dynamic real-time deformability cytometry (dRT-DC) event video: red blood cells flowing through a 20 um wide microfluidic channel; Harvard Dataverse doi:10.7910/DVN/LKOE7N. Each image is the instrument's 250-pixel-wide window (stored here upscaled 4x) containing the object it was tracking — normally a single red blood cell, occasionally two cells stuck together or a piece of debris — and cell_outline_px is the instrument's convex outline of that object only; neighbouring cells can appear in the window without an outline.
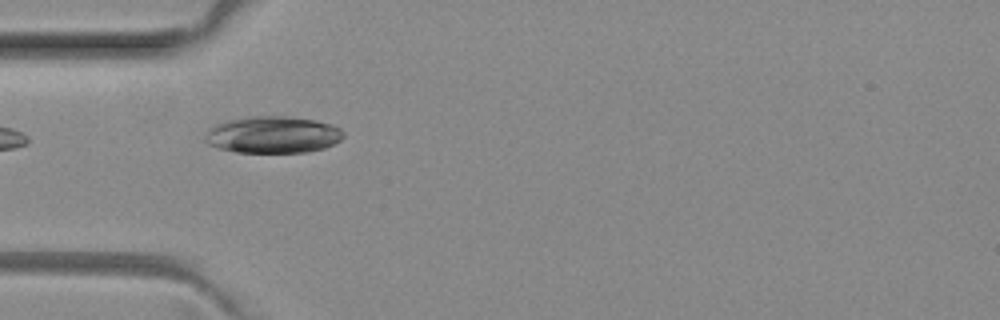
{"species": "common noctule bat (a hibernating species)", "species_latin": "Nyctalus noctula", "temperature_condition": "room temperature", "stored_images_in_passage": 4, "camera_frame_rate_fps": 3000, "um_per_image_px": 0.085, "animal": {"sex": "female", "body_mass_g": 29.2, "forearm_length_mm": 56.3}, "frame": {"image": 1, "passage_image": 1, "time_ms": 0.0, "image_size_px": [1000, 320], "cell_outline_px": [[344, 136], [340, 140], [324, 148], [308, 152], [236, 152], [220, 148], [208, 144], [204, 140], [204, 136], [208, 128], [216, 124], [228, 120], [252, 116], [284, 116], [316, 120], [332, 124], [340, 128], [344, 132]], "centroid_in_image_um": [23.19, 11.44], "position_along_channel_um": 61.8, "area_um2": 29.77}}
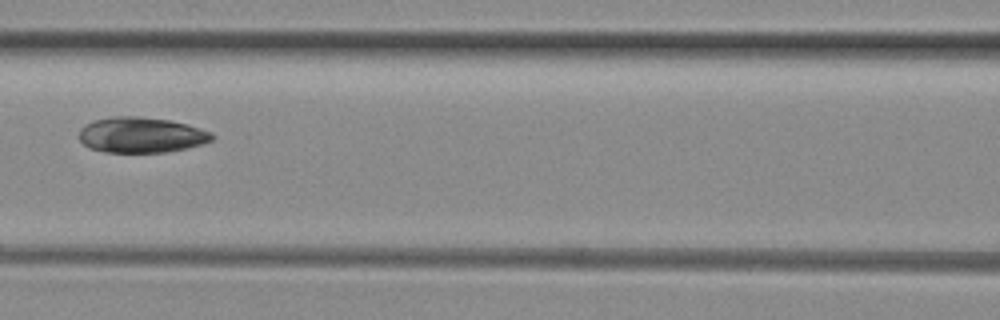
{"frame": {"image": 2, "passage_image": 3, "time_ms": 0.667, "image_size_px": [1000, 320], "cell_outline_px": [[216, 136], [212, 140], [204, 144], [188, 148], [164, 152], [104, 152], [88, 148], [80, 140], [80, 128], [84, 124], [92, 120], [112, 116], [140, 116], [168, 120], [188, 124], [212, 132]], "centroid_in_image_um": [12.01, 11.46], "position_along_channel_um": 154.6, "area_um2": 27.86}}
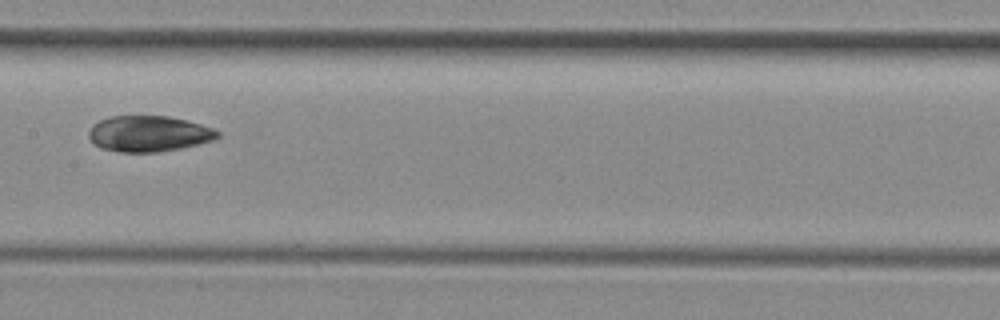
{"frame": {"image": 3, "passage_image": 4, "time_ms": 1.0, "image_size_px": [1000, 320], "cell_outline_px": [[220, 136], [212, 140], [180, 148], [160, 152], [120, 152], [100, 148], [88, 136], [88, 132], [100, 120], [108, 116], [168, 116], [188, 120], [212, 128], [220, 132]], "centroid_in_image_um": [12.65, 11.36], "position_along_channel_um": 194.7, "area_um2": 26.76}}